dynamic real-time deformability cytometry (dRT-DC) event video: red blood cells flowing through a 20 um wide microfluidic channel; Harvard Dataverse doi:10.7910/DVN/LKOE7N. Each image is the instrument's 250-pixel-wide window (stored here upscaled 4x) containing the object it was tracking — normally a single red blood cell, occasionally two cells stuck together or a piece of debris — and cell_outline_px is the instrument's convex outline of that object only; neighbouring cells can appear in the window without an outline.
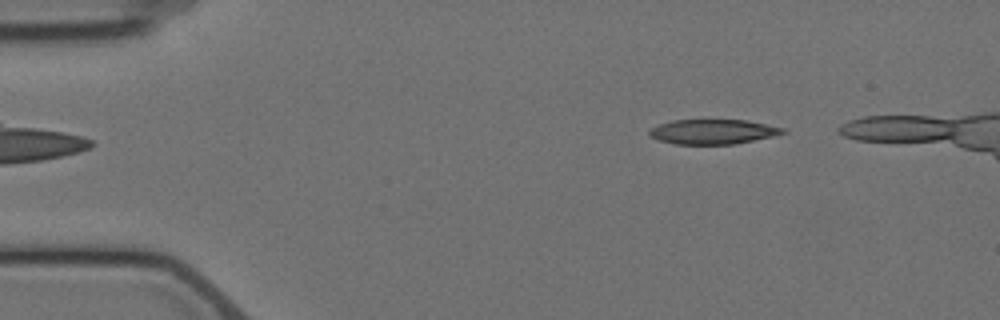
{"species": "Egyptian fruit bat (a non-hibernating species)", "species_latin": "Rousettus aegyptiacus", "temperature_condition": "cold", "stored_images_in_passage": 6, "segment_of_instrument_passage": [1, 2], "camera_frame_rate_fps": 3000, "um_per_image_px": 0.085, "animal": {"sex": "female"}, "frame": {"image": 1, "passage_image": 2, "time_ms": 1.333, "image_size_px": [1000, 320], "cell_outline_px": [[788, 132], [772, 136], [732, 144], [676, 144], [660, 140], [652, 136], [648, 132], [652, 128], [660, 124], [672, 120], [748, 120], [788, 128]], "centroid_in_image_um": [60.67, 11.18], "position_along_channel_um": 24.3, "area_um2": 19.13}}
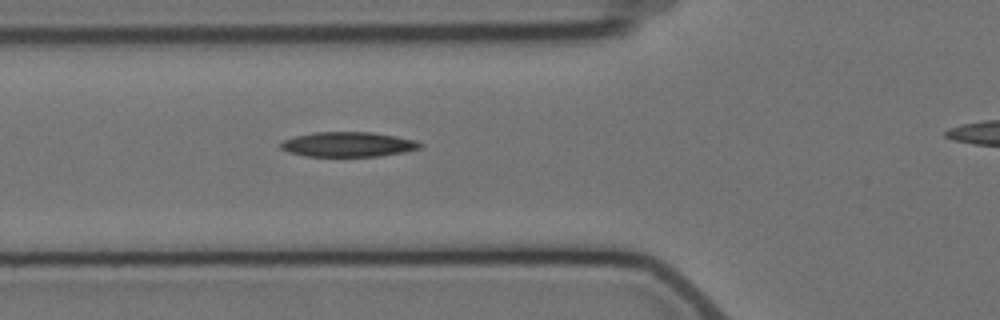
{"frame": {"image": 2, "passage_image": 5, "time_ms": 5.333, "image_size_px": [1000, 320], "cell_outline_px": [[424, 144], [420, 148], [404, 152], [380, 156], [308, 156], [288, 152], [280, 148], [280, 144], [284, 140], [296, 136], [312, 132], [372, 132], [396, 136], [416, 140]], "centroid_in_image_um": [29.61, 12.27], "position_along_channel_um": 96.2, "area_um2": 20.17}}